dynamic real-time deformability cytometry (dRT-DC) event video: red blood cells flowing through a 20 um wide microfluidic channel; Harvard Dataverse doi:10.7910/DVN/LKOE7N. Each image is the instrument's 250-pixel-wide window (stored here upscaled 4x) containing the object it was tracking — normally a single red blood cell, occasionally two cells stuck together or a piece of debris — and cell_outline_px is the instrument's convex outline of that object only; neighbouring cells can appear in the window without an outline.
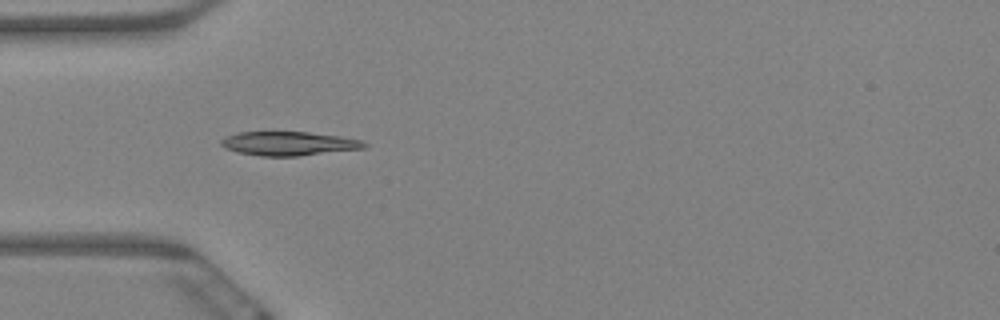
{"species": "Egyptian fruit bat (a non-hibernating species)", "species_latin": "Rousettus aegyptiacus", "temperature_condition": "warm", "stored_images_in_passage": 7, "camera_frame_rate_fps": 3000, "um_per_image_px": 0.085, "animal": {"sex": "female"}, "frame": {"image": 1, "passage_image": 5, "time_ms": 1.333, "image_size_px": [1000, 320], "cell_outline_px": [[368, 144], [364, 148], [300, 156], [260, 156], [236, 152], [224, 148], [220, 144], [220, 140], [224, 136], [236, 132], [308, 132], [340, 136], [360, 140]], "centroid_in_image_um": [24.48, 12.2], "position_along_channel_um": 60.5, "area_um2": 20.11}}
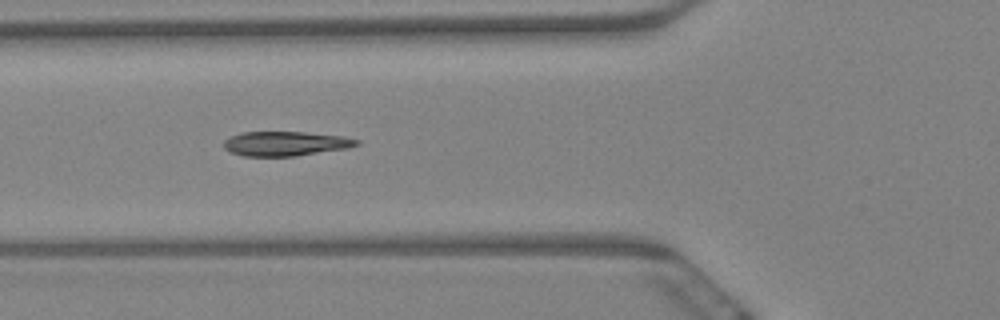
{"frame": {"image": 2, "passage_image": 6, "time_ms": 1.667, "image_size_px": [1000, 320], "cell_outline_px": [[360, 144], [348, 148], [296, 156], [244, 156], [232, 152], [224, 148], [224, 140], [228, 136], [240, 132], [304, 132], [344, 136], [360, 140]], "centroid_in_image_um": [24.27, 12.2], "position_along_channel_um": 101.5, "area_um2": 19.07}}
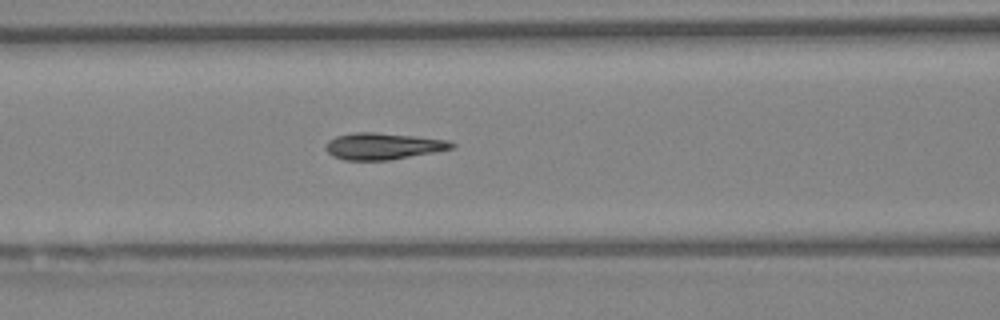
{"frame": {"image": 3, "passage_image": 7, "time_ms": 2.0, "image_size_px": [1000, 320], "cell_outline_px": [[456, 144], [452, 148], [436, 152], [388, 160], [344, 160], [332, 156], [324, 148], [328, 140], [336, 136], [356, 132], [376, 132], [448, 140]], "centroid_in_image_um": [32.53, 12.42], "position_along_channel_um": 134.1, "area_um2": 19.48}}